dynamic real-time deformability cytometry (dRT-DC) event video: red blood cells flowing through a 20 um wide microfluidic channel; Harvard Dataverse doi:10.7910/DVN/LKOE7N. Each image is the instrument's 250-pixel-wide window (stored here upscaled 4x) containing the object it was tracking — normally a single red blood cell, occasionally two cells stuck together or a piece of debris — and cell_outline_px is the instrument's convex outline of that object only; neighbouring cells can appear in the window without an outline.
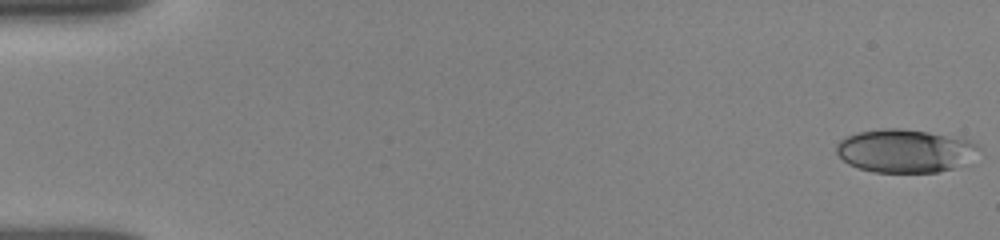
{"species": "human", "species_latin": "Homo sapiens", "temperature_condition": "room temperature", "stored_images_in_passage": 20, "camera_frame_rate_fps": 3000, "um_per_image_px": 0.085, "donor": {"sex": "female"}, "frame": {"image": 1, "passage_image": 1, "time_ms": 0.0, "image_size_px": [1000, 240], "cell_outline_px": [[984, 148], [960, 164], [952, 168], [936, 172], [872, 172], [848, 164], [836, 152], [836, 144], [840, 140], [856, 132], [880, 128], [900, 128], [928, 132], [972, 140], [980, 144]], "centroid_in_image_um": [76.92, 12.8], "position_along_channel_um": 8.1, "area_um2": 35.84}}
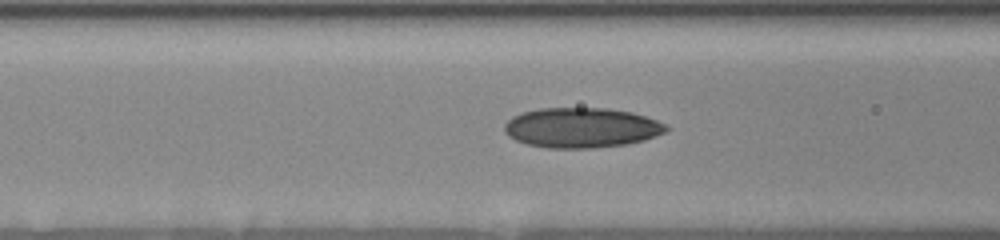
{"frame": {"image": 2, "passage_image": 15, "time_ms": 6.667, "image_size_px": [1000, 240], "cell_outline_px": [[672, 128], [664, 132], [644, 140], [624, 144], [592, 148], [548, 148], [528, 144], [516, 140], [508, 136], [504, 132], [504, 124], [512, 116], [520, 112], [540, 108], [608, 108], [632, 112], [656, 120]], "centroid_in_image_um": [49.39, 10.84], "position_along_channel_um": 117.2, "area_um2": 37.74}}
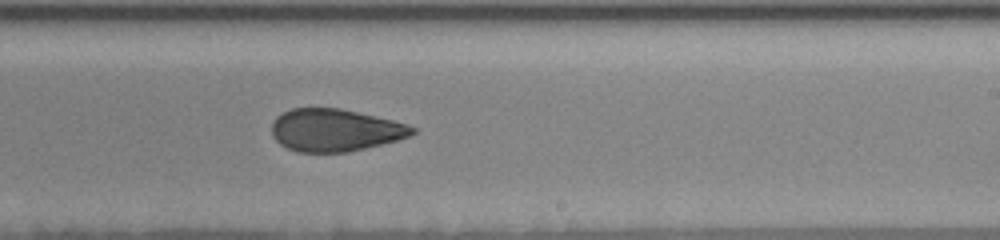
{"frame": {"image": 3, "passage_image": 20, "time_ms": 10.333, "image_size_px": [1000, 240], "cell_outline_px": [[416, 132], [408, 136], [396, 140], [348, 152], [300, 152], [288, 148], [280, 144], [272, 136], [272, 120], [276, 116], [292, 108], [340, 108], [392, 120], [408, 124], [416, 128]], "centroid_in_image_um": [28.45, 11.05], "position_along_channel_um": 260.5, "area_um2": 34.56}}